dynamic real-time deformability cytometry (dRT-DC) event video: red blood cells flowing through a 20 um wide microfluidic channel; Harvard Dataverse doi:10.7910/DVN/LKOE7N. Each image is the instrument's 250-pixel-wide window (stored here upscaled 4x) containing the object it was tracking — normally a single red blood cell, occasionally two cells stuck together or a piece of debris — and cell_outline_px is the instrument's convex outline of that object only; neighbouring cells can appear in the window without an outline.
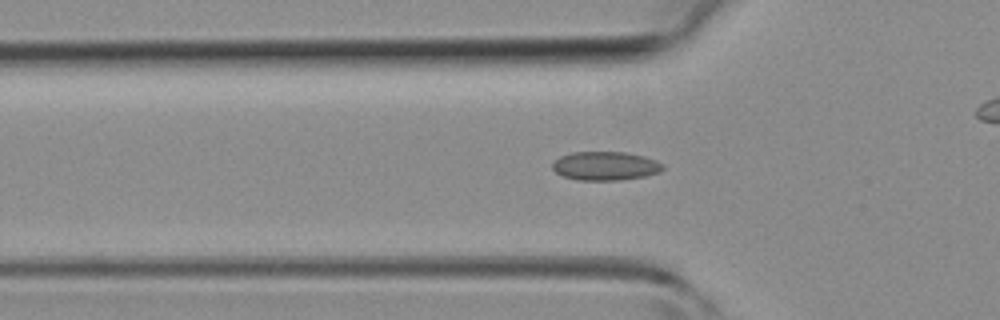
{"species": "common noctule bat (a hibernating species)", "species_latin": "Nyctalus noctula", "temperature_condition": "room temperature", "stored_images_in_passage": 33, "camera_frame_rate_fps": 3000, "um_per_image_px": 0.085, "animal": {"sex": "female", "body_mass_g": 19.3, "forearm_length_mm": 54.1}, "frame": {"image": 1, "passage_image": 8, "time_ms": 2.333, "image_size_px": [1000, 320], "cell_outline_px": [[664, 168], [660, 172], [644, 176], [616, 180], [576, 180], [564, 176], [556, 172], [552, 168], [552, 164], [560, 156], [572, 152], [624, 152], [644, 156], [656, 160], [664, 164]], "centroid_in_image_um": [51.46, 14.1], "position_along_channel_um": 74.3, "area_um2": 18.44}}
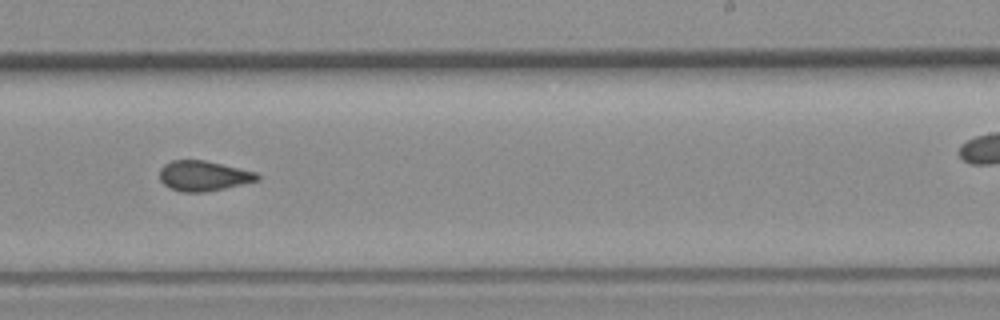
{"frame": {"image": 2, "passage_image": 21, "time_ms": 6.667, "image_size_px": [1000, 320], "cell_outline_px": [[260, 180], [224, 188], [204, 192], [180, 192], [168, 188], [160, 180], [160, 168], [164, 164], [172, 160], [204, 160], [256, 172], [260, 176]], "centroid_in_image_um": [17.27, 14.95], "position_along_channel_um": 271.7, "area_um2": 17.17}}
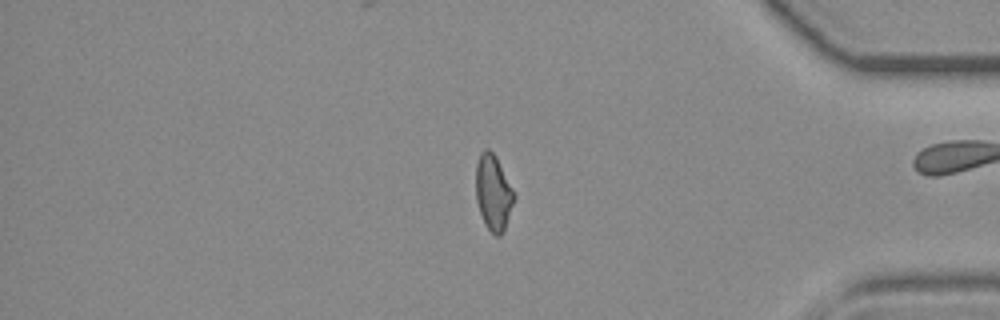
{"frame": {"image": 3, "passage_image": 31, "time_ms": 10.0, "image_size_px": [1000, 320], "cell_outline_px": [[516, 196], [504, 232], [500, 236], [496, 236], [488, 228], [480, 212], [476, 200], [476, 164], [480, 152], [484, 148], [488, 148], [496, 156], [516, 192]], "centroid_in_image_um": [41.96, 16.34], "position_along_channel_um": 393.2, "area_um2": 17.11}}